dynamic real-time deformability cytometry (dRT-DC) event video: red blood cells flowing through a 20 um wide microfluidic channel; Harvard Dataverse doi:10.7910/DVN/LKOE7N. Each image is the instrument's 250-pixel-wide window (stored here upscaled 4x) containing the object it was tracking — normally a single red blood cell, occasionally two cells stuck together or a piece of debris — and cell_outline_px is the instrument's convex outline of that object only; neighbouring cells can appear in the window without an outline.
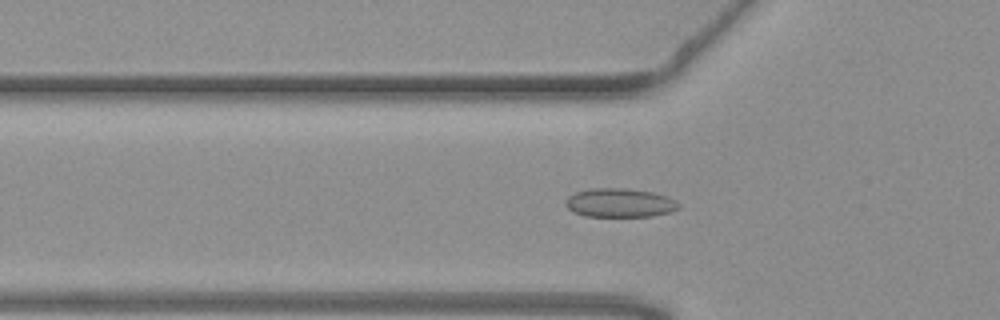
{"species": "common noctule bat (a hibernating species)", "species_latin": "Nyctalus noctula", "temperature_condition": "warm", "stored_images_in_passage": 50, "camera_frame_rate_fps": 3000, "um_per_image_px": 0.085, "animal": {"sex": "female", "body_mass_g": 19.3, "forearm_length_mm": 54.1}, "frame": {"image": 1, "passage_image": 17, "time_ms": 5.333, "image_size_px": [1000, 320], "cell_outline_px": [[680, 208], [668, 212], [652, 216], [584, 216], [572, 212], [564, 204], [568, 196], [576, 192], [592, 188], [628, 188], [652, 192], [668, 196], [676, 200], [680, 204]], "centroid_in_image_um": [52.68, 17.23], "position_along_channel_um": 73.1, "area_um2": 19.13}}
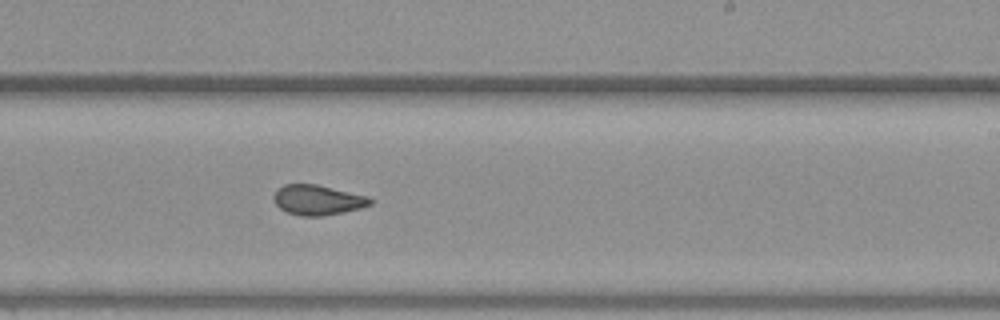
{"frame": {"image": 2, "passage_image": 32, "time_ms": 10.333, "image_size_px": [1000, 320], "cell_outline_px": [[376, 200], [372, 204], [360, 208], [344, 212], [324, 216], [300, 216], [288, 212], [280, 208], [276, 204], [272, 196], [284, 184], [316, 184], [368, 196]], "centroid_in_image_um": [27.04, 17.0], "position_along_channel_um": 262.0, "area_um2": 16.94}}
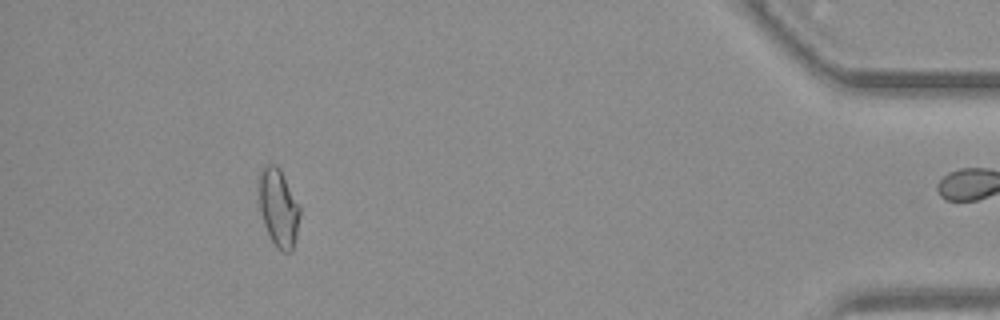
{"frame": {"image": 3, "passage_image": 49, "time_ms": 16.0, "image_size_px": [1000, 320], "cell_outline_px": [[300, 216], [296, 236], [292, 252], [284, 252], [272, 240], [264, 224], [260, 208], [256, 184], [256, 176], [264, 164], [276, 164], [280, 168], [300, 204]], "centroid_in_image_um": [23.65, 17.55], "position_along_channel_um": 411.6, "area_um2": 19.07}, "authors_computed_cell_mechanics": {"area_um2": 17.5423, "velocity_mm_per_s": 3.7603, "shape_relaxation_time_tau1_ms": null, "shape_relaxation_time_tau2_ms": 1.5009, "deformation_change_tau1": null, "deformation_change_tau2": 0.0601}}